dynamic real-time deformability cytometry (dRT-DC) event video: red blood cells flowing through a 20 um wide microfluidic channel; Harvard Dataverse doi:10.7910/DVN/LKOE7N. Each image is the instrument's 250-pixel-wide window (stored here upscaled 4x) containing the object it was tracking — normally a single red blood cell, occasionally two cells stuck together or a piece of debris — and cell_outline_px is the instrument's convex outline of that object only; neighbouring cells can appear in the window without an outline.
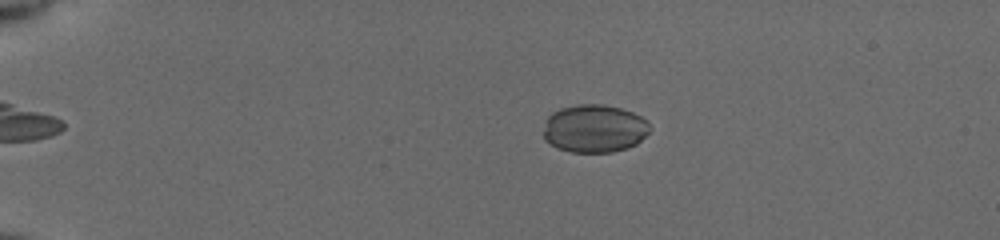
{"species": "common noctule bat (a hibernating species)", "species_latin": "Nyctalus noctula", "temperature_condition": "cold", "stored_images_in_passage": 55, "camera_frame_rate_fps": 3000, "um_per_image_px": 0.085, "animal": {"sex": "female", "body_mass_g": 19.5, "forearm_length_mm": 54.1}, "frame": {"image": 1, "passage_image": 13, "time_ms": 4.0, "image_size_px": [1000, 240], "cell_outline_px": [[648, 132], [636, 144], [628, 148], [612, 152], [572, 152], [556, 148], [544, 140], [544, 128], [548, 116], [552, 112], [560, 108], [576, 104], [604, 104], [620, 108], [632, 112], [640, 116], [648, 124]], "centroid_in_image_um": [50.48, 10.93], "position_along_channel_um": 34.5, "area_um2": 29.71}}
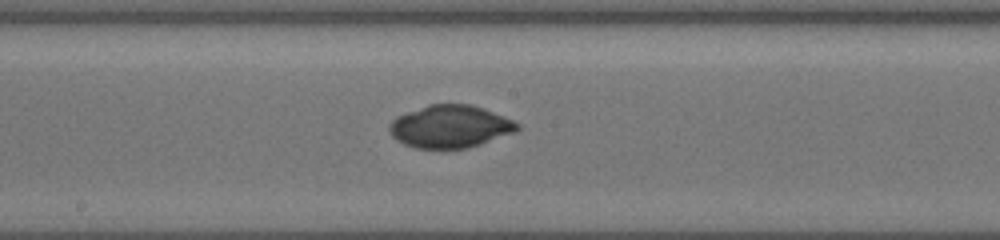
{"frame": {"image": 2, "passage_image": 32, "time_ms": 10.333, "image_size_px": [1000, 240], "cell_outline_px": [[520, 128], [512, 132], [480, 144], [468, 148], [416, 148], [404, 144], [396, 140], [388, 132], [388, 124], [396, 116], [428, 104], [468, 104], [484, 108], [504, 116], [520, 124]], "centroid_in_image_um": [38.21, 10.74], "position_along_channel_um": 210.0, "area_um2": 31.67}}
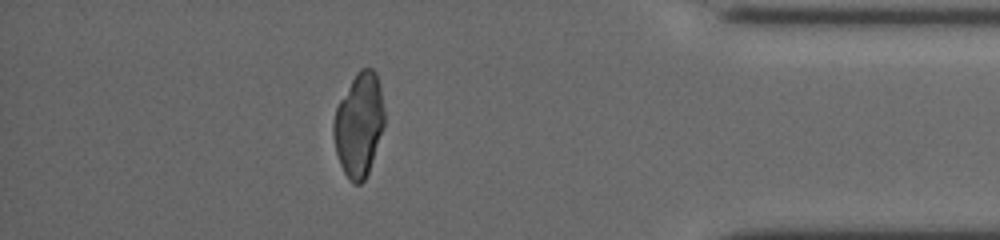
{"frame": {"image": 3, "passage_image": 49, "time_ms": 16.0, "image_size_px": [1000, 240], "cell_outline_px": [[384, 128], [368, 172], [364, 180], [360, 184], [352, 184], [344, 172], [340, 164], [336, 152], [332, 132], [332, 124], [336, 108], [340, 100], [356, 72], [360, 68], [372, 68], [376, 72], [380, 84], [384, 112]], "centroid_in_image_um": [30.51, 10.59], "position_along_channel_um": 404.7, "area_um2": 30.81}}